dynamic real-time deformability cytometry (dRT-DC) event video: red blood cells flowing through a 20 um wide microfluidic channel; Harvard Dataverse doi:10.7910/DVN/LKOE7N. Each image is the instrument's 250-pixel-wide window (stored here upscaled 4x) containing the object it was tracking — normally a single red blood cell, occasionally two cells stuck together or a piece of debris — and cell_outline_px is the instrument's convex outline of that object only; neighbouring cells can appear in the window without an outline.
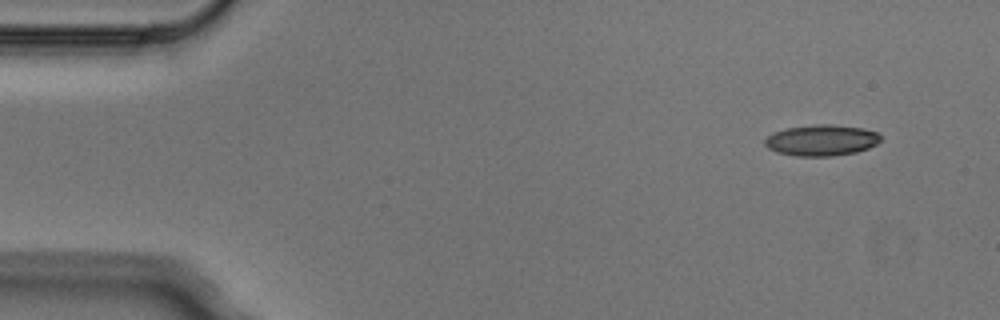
{"species": "Egyptian fruit bat (a non-hibernating species)", "species_latin": "Rousettus aegyptiacus", "temperature_condition": "cold", "stored_images_in_passage": 4, "camera_frame_rate_fps": 3000, "um_per_image_px": 0.085, "animal": {"sex": "male"}, "frame": {"image": 1, "passage_image": 1, "time_ms": 0.0, "image_size_px": [1000, 320], "cell_outline_px": [[880, 140], [876, 144], [868, 148], [856, 152], [832, 156], [796, 156], [776, 152], [768, 148], [764, 144], [764, 140], [772, 132], [788, 128], [816, 124], [832, 124], [864, 128], [876, 132], [880, 136]], "centroid_in_image_um": [69.81, 11.92], "position_along_channel_um": 15.2, "area_um2": 20.98}}
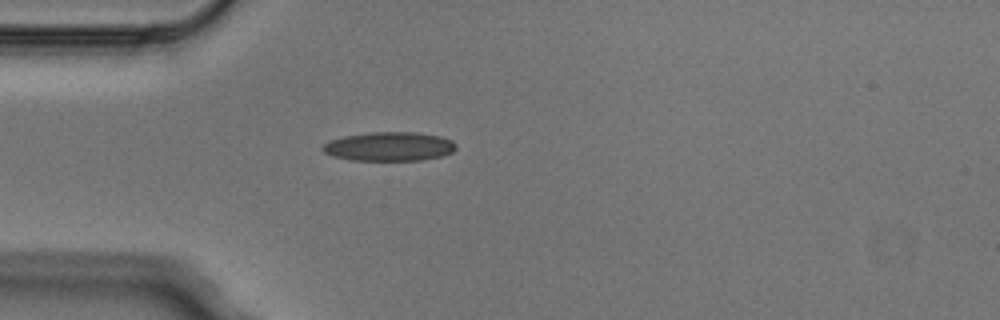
{"frame": {"image": 2, "passage_image": 4, "time_ms": 1.0, "image_size_px": [1000, 320], "cell_outline_px": [[456, 148], [452, 152], [444, 156], [424, 160], [352, 160], [332, 156], [324, 152], [320, 148], [328, 140], [344, 136], [372, 132], [416, 132], [440, 136], [452, 140], [456, 144]], "centroid_in_image_um": [33.09, 12.45], "position_along_channel_um": 51.9, "area_um2": 22.72}}